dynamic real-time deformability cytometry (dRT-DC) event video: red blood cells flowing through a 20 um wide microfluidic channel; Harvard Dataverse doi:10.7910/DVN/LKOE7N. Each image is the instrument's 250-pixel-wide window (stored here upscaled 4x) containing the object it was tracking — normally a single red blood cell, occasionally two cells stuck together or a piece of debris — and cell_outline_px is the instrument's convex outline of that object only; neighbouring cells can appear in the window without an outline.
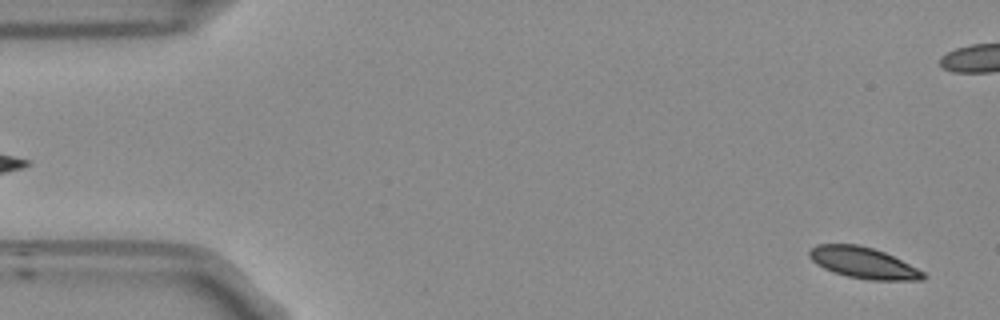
{"species": "Egyptian fruit bat (a non-hibernating species)", "species_latin": "Rousettus aegyptiacus", "temperature_condition": "room temperature", "stored_images_in_passage": 54, "camera_frame_rate_fps": 3000, "um_per_image_px": 0.085, "frame": {"image": 1, "passage_image": 2, "time_ms": 0.333, "image_size_px": [1000, 320], "cell_outline_px": [[928, 276], [924, 280], [868, 280], [848, 276], [832, 272], [816, 264], [808, 256], [808, 248], [816, 244], [856, 244], [872, 248], [884, 252], [924, 272]], "centroid_in_image_um": [73.34, 22.34], "position_along_channel_um": 11.7, "area_um2": 20.69}}
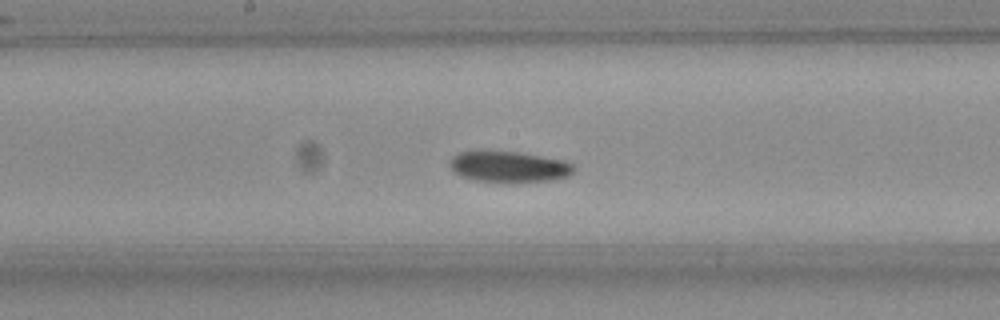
{"frame": {"image": 2, "passage_image": 27, "time_ms": 8.667, "image_size_px": [1000, 320], "cell_outline_px": [[572, 172], [568, 176], [548, 180], [512, 184], [472, 180], [460, 176], [452, 172], [448, 164], [448, 160], [452, 156], [460, 152], [520, 152], [564, 160], [572, 164]], "centroid_in_image_um": [43.19, 14.21], "position_along_channel_um": 205.0, "area_um2": 22.72}}
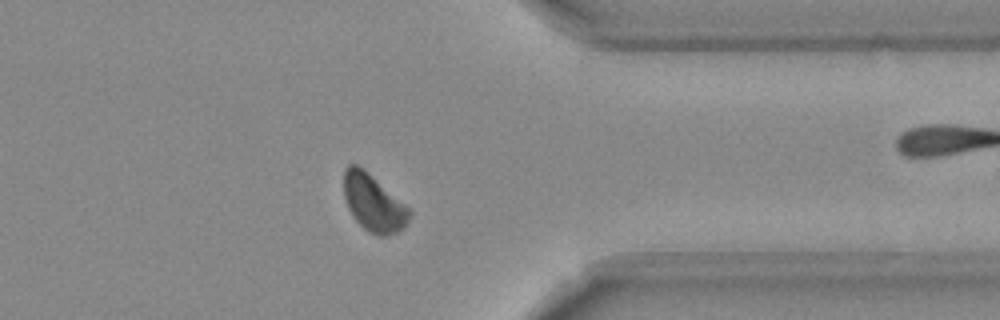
{"frame": {"image": 3, "passage_image": 42, "time_ms": 13.667, "image_size_px": [1000, 320], "cell_outline_px": [[412, 212], [404, 228], [388, 236], [376, 236], [368, 232], [352, 216], [348, 208], [344, 196], [344, 168], [348, 164], [356, 164], [364, 168], [404, 204]], "centroid_in_image_um": [31.72, 17.25], "position_along_channel_um": 379.7, "area_um2": 21.73}, "authors_computed_cell_mechanics": {"area_um2": 22.0507, "velocity_mm_per_s": 3.7065, "shape_relaxation_time_tau1_ms": 3.6108, "shape_relaxation_time_tau2_ms": null, "deformation_change_tau1": 0.0829, "deformation_change_tau2": null}}